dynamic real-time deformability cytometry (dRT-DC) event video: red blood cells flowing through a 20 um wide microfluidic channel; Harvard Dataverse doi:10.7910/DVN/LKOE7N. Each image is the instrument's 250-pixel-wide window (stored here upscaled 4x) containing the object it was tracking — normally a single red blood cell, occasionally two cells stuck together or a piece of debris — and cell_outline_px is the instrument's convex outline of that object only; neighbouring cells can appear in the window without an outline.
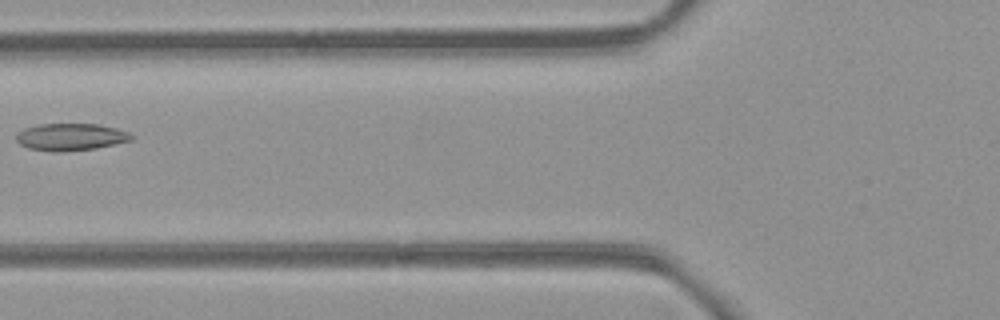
{"species": "common noctule bat (a hibernating species)", "species_latin": "Nyctalus noctula", "temperature_condition": "room temperature", "stored_images_in_passage": 3, "camera_frame_rate_fps": 3000, "um_per_image_px": 0.085, "animal": {"sex": "female", "body_mass_g": 21.9}, "frame": {"image": 1, "passage_image": 2, "time_ms": 1.333, "image_size_px": [1000, 320], "cell_outline_px": [[136, 136], [132, 140], [116, 144], [96, 148], [60, 152], [56, 152], [28, 148], [20, 144], [16, 140], [16, 136], [24, 128], [40, 124], [100, 124], [116, 128], [128, 132]], "centroid_in_image_um": [6.05, 11.64], "position_along_channel_um": 119.7, "area_um2": 18.26}}
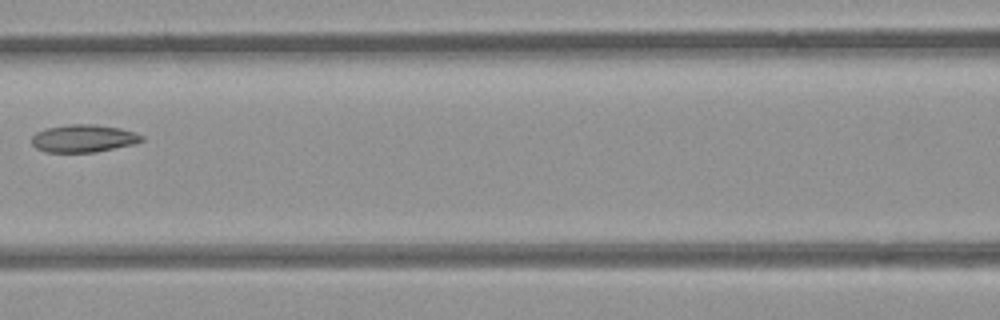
{"frame": {"image": 2, "passage_image": 3, "time_ms": 2.333, "image_size_px": [1000, 320], "cell_outline_px": [[144, 140], [132, 144], [96, 152], [44, 152], [36, 148], [32, 144], [32, 136], [36, 132], [44, 128], [68, 124], [96, 124], [120, 128], [144, 136]], "centroid_in_image_um": [7.05, 11.76], "position_along_channel_um": 159.5, "area_um2": 17.74}}